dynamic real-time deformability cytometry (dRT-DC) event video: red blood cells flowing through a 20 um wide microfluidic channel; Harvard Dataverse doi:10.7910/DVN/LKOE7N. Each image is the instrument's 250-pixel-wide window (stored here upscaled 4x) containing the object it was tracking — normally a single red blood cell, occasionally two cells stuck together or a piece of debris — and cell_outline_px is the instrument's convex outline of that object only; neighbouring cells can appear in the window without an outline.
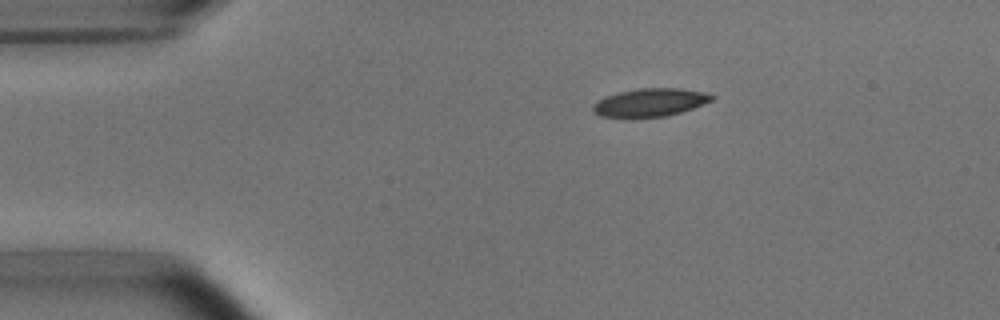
{"species": "common noctule bat (a hibernating species)", "species_latin": "Nyctalus noctula", "temperature_condition": "room temperature", "stored_images_in_passage": 2, "camera_frame_rate_fps": 3000, "um_per_image_px": 0.085, "animal": {"sex": "male", "body_mass_g": 15.6}, "frame": {"image": 1, "passage_image": 1, "time_ms": 0.0, "image_size_px": [1000, 320], "cell_outline_px": [[716, 96], [712, 100], [704, 104], [680, 112], [664, 116], [600, 116], [592, 108], [592, 104], [596, 100], [604, 96], [616, 92], [640, 88], [680, 88], [704, 92]], "centroid_in_image_um": [55.25, 8.67], "position_along_channel_um": 29.7, "area_um2": 19.19}}